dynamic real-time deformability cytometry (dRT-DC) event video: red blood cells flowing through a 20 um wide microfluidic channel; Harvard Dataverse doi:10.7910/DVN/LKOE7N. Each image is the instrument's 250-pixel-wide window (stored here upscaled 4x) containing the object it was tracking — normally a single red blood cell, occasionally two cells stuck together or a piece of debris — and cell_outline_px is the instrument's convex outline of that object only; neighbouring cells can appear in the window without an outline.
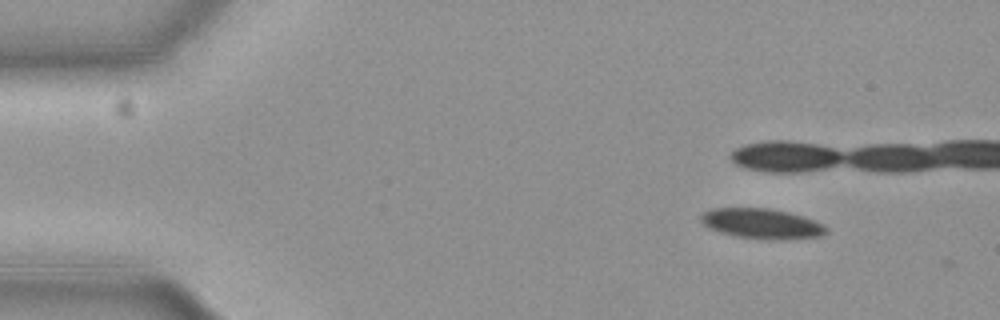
{"species": "common noctule bat (a hibernating species)", "species_latin": "Nyctalus noctula", "temperature_condition": "cold", "stored_images_in_passage": 14, "camera_frame_rate_fps": 3000, "um_per_image_px": 0.085, "animal": {"sex": "female", "body_mass_g": 19.3, "forearm_length_mm": 54.1}, "frame": {"image": 1, "passage_image": 6, "time_ms": 1.667, "image_size_px": [1000, 320], "cell_outline_px": [[828, 232], [820, 236], [736, 236], [720, 232], [708, 228], [700, 220], [700, 216], [704, 212], [712, 208], [768, 208], [788, 212], [824, 224], [828, 228]], "centroid_in_image_um": [64.66, 18.94], "position_along_channel_um": 20.3, "area_um2": 20.63}}